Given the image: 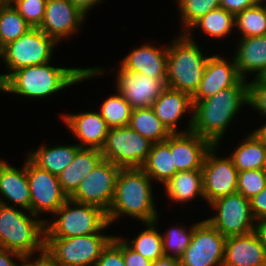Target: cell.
Wrapping results in <instances>:
<instances>
[{"label": "cell", "instance_id": "24", "mask_svg": "<svg viewBox=\"0 0 266 266\" xmlns=\"http://www.w3.org/2000/svg\"><path fill=\"white\" fill-rule=\"evenodd\" d=\"M234 61L239 75L244 80L247 73H255L257 78H266V35L239 39Z\"/></svg>", "mask_w": 266, "mask_h": 266}, {"label": "cell", "instance_id": "39", "mask_svg": "<svg viewBox=\"0 0 266 266\" xmlns=\"http://www.w3.org/2000/svg\"><path fill=\"white\" fill-rule=\"evenodd\" d=\"M48 0H12L11 4L32 28L42 24Z\"/></svg>", "mask_w": 266, "mask_h": 266}, {"label": "cell", "instance_id": "2", "mask_svg": "<svg viewBox=\"0 0 266 266\" xmlns=\"http://www.w3.org/2000/svg\"><path fill=\"white\" fill-rule=\"evenodd\" d=\"M50 63L13 71L0 86V90L18 96L45 98L104 72V67L61 68L53 67Z\"/></svg>", "mask_w": 266, "mask_h": 266}, {"label": "cell", "instance_id": "13", "mask_svg": "<svg viewBox=\"0 0 266 266\" xmlns=\"http://www.w3.org/2000/svg\"><path fill=\"white\" fill-rule=\"evenodd\" d=\"M121 168L102 160L69 197L79 203L92 204L108 211L115 193V183Z\"/></svg>", "mask_w": 266, "mask_h": 266}, {"label": "cell", "instance_id": "30", "mask_svg": "<svg viewBox=\"0 0 266 266\" xmlns=\"http://www.w3.org/2000/svg\"><path fill=\"white\" fill-rule=\"evenodd\" d=\"M129 126L153 143L164 142L172 134L151 107L134 109Z\"/></svg>", "mask_w": 266, "mask_h": 266}, {"label": "cell", "instance_id": "32", "mask_svg": "<svg viewBox=\"0 0 266 266\" xmlns=\"http://www.w3.org/2000/svg\"><path fill=\"white\" fill-rule=\"evenodd\" d=\"M32 27L18 13L14 6L0 3V45L8 43L24 35Z\"/></svg>", "mask_w": 266, "mask_h": 266}, {"label": "cell", "instance_id": "17", "mask_svg": "<svg viewBox=\"0 0 266 266\" xmlns=\"http://www.w3.org/2000/svg\"><path fill=\"white\" fill-rule=\"evenodd\" d=\"M239 75L234 58L232 62L218 55L209 56L201 82L192 95V100L207 99L228 87L237 86Z\"/></svg>", "mask_w": 266, "mask_h": 266}, {"label": "cell", "instance_id": "36", "mask_svg": "<svg viewBox=\"0 0 266 266\" xmlns=\"http://www.w3.org/2000/svg\"><path fill=\"white\" fill-rule=\"evenodd\" d=\"M194 226L195 223L190 226L191 228L188 231L186 227L183 228V225L181 227L177 225L166 231L165 234L161 233L163 254L165 257H175L179 259L183 255L186 248L191 243Z\"/></svg>", "mask_w": 266, "mask_h": 266}, {"label": "cell", "instance_id": "33", "mask_svg": "<svg viewBox=\"0 0 266 266\" xmlns=\"http://www.w3.org/2000/svg\"><path fill=\"white\" fill-rule=\"evenodd\" d=\"M147 229L130 241L124 239L127 245L135 252L141 254L150 261H155L164 257L162 246V235L157 230L155 222L145 223Z\"/></svg>", "mask_w": 266, "mask_h": 266}, {"label": "cell", "instance_id": "53", "mask_svg": "<svg viewBox=\"0 0 266 266\" xmlns=\"http://www.w3.org/2000/svg\"><path fill=\"white\" fill-rule=\"evenodd\" d=\"M16 266H27V263L22 259Z\"/></svg>", "mask_w": 266, "mask_h": 266}, {"label": "cell", "instance_id": "28", "mask_svg": "<svg viewBox=\"0 0 266 266\" xmlns=\"http://www.w3.org/2000/svg\"><path fill=\"white\" fill-rule=\"evenodd\" d=\"M141 169L163 185L178 172L171 154L170 136L164 142L153 143Z\"/></svg>", "mask_w": 266, "mask_h": 266}, {"label": "cell", "instance_id": "44", "mask_svg": "<svg viewBox=\"0 0 266 266\" xmlns=\"http://www.w3.org/2000/svg\"><path fill=\"white\" fill-rule=\"evenodd\" d=\"M251 212L254 219L266 218V187L250 199Z\"/></svg>", "mask_w": 266, "mask_h": 266}, {"label": "cell", "instance_id": "40", "mask_svg": "<svg viewBox=\"0 0 266 266\" xmlns=\"http://www.w3.org/2000/svg\"><path fill=\"white\" fill-rule=\"evenodd\" d=\"M95 266H125L122 253V239L113 235L112 240L102 250Z\"/></svg>", "mask_w": 266, "mask_h": 266}, {"label": "cell", "instance_id": "7", "mask_svg": "<svg viewBox=\"0 0 266 266\" xmlns=\"http://www.w3.org/2000/svg\"><path fill=\"white\" fill-rule=\"evenodd\" d=\"M99 233L71 238L45 237V248L60 266H95L113 236ZM101 233V234H100Z\"/></svg>", "mask_w": 266, "mask_h": 266}, {"label": "cell", "instance_id": "16", "mask_svg": "<svg viewBox=\"0 0 266 266\" xmlns=\"http://www.w3.org/2000/svg\"><path fill=\"white\" fill-rule=\"evenodd\" d=\"M85 18L69 0H48L39 29L58 43L73 35Z\"/></svg>", "mask_w": 266, "mask_h": 266}, {"label": "cell", "instance_id": "54", "mask_svg": "<svg viewBox=\"0 0 266 266\" xmlns=\"http://www.w3.org/2000/svg\"><path fill=\"white\" fill-rule=\"evenodd\" d=\"M12 0H0L1 4H10Z\"/></svg>", "mask_w": 266, "mask_h": 266}, {"label": "cell", "instance_id": "47", "mask_svg": "<svg viewBox=\"0 0 266 266\" xmlns=\"http://www.w3.org/2000/svg\"><path fill=\"white\" fill-rule=\"evenodd\" d=\"M78 10H80L85 16L92 10V7L97 5L103 0H69Z\"/></svg>", "mask_w": 266, "mask_h": 266}, {"label": "cell", "instance_id": "52", "mask_svg": "<svg viewBox=\"0 0 266 266\" xmlns=\"http://www.w3.org/2000/svg\"><path fill=\"white\" fill-rule=\"evenodd\" d=\"M258 3L261 5V7L263 8V10H264V12L266 14V0H259Z\"/></svg>", "mask_w": 266, "mask_h": 266}, {"label": "cell", "instance_id": "9", "mask_svg": "<svg viewBox=\"0 0 266 266\" xmlns=\"http://www.w3.org/2000/svg\"><path fill=\"white\" fill-rule=\"evenodd\" d=\"M56 44L53 38L39 28H31L8 43L4 46V62L9 70L5 80L13 71L50 62Z\"/></svg>", "mask_w": 266, "mask_h": 266}, {"label": "cell", "instance_id": "22", "mask_svg": "<svg viewBox=\"0 0 266 266\" xmlns=\"http://www.w3.org/2000/svg\"><path fill=\"white\" fill-rule=\"evenodd\" d=\"M0 203L6 204V199L12 202L10 206H21L30 211V190L26 172V160L23 167L15 168L4 160H0ZM3 198V199H2ZM4 198H6L4 200ZM15 204V205H14Z\"/></svg>", "mask_w": 266, "mask_h": 266}, {"label": "cell", "instance_id": "3", "mask_svg": "<svg viewBox=\"0 0 266 266\" xmlns=\"http://www.w3.org/2000/svg\"><path fill=\"white\" fill-rule=\"evenodd\" d=\"M151 180L141 168L119 170L113 201L106 212L110 224L122 215L141 220L142 223L155 222L157 224L158 210L154 204Z\"/></svg>", "mask_w": 266, "mask_h": 266}, {"label": "cell", "instance_id": "42", "mask_svg": "<svg viewBox=\"0 0 266 266\" xmlns=\"http://www.w3.org/2000/svg\"><path fill=\"white\" fill-rule=\"evenodd\" d=\"M122 253L125 266H151L152 261L131 249L123 239Z\"/></svg>", "mask_w": 266, "mask_h": 266}, {"label": "cell", "instance_id": "19", "mask_svg": "<svg viewBox=\"0 0 266 266\" xmlns=\"http://www.w3.org/2000/svg\"><path fill=\"white\" fill-rule=\"evenodd\" d=\"M213 144L193 132L170 135V149L177 171L202 169L204 158Z\"/></svg>", "mask_w": 266, "mask_h": 266}, {"label": "cell", "instance_id": "8", "mask_svg": "<svg viewBox=\"0 0 266 266\" xmlns=\"http://www.w3.org/2000/svg\"><path fill=\"white\" fill-rule=\"evenodd\" d=\"M153 142L144 138L130 126L109 128L104 147V160L120 168H141L147 159Z\"/></svg>", "mask_w": 266, "mask_h": 266}, {"label": "cell", "instance_id": "4", "mask_svg": "<svg viewBox=\"0 0 266 266\" xmlns=\"http://www.w3.org/2000/svg\"><path fill=\"white\" fill-rule=\"evenodd\" d=\"M172 42L168 45L166 87L192 96L202 80L209 57L203 55L191 33H182Z\"/></svg>", "mask_w": 266, "mask_h": 266}, {"label": "cell", "instance_id": "45", "mask_svg": "<svg viewBox=\"0 0 266 266\" xmlns=\"http://www.w3.org/2000/svg\"><path fill=\"white\" fill-rule=\"evenodd\" d=\"M31 257L32 255L23 257V260L27 263V266H60L46 248L40 251L39 257L35 260L30 261Z\"/></svg>", "mask_w": 266, "mask_h": 266}, {"label": "cell", "instance_id": "48", "mask_svg": "<svg viewBox=\"0 0 266 266\" xmlns=\"http://www.w3.org/2000/svg\"><path fill=\"white\" fill-rule=\"evenodd\" d=\"M254 232L257 234L260 242L266 249V218L256 221Z\"/></svg>", "mask_w": 266, "mask_h": 266}, {"label": "cell", "instance_id": "31", "mask_svg": "<svg viewBox=\"0 0 266 266\" xmlns=\"http://www.w3.org/2000/svg\"><path fill=\"white\" fill-rule=\"evenodd\" d=\"M235 16L225 9L218 7L206 13L203 17L197 20L191 28L185 33H192L193 28H202L201 31L205 32L211 38H225L229 35L233 28H235Z\"/></svg>", "mask_w": 266, "mask_h": 266}, {"label": "cell", "instance_id": "27", "mask_svg": "<svg viewBox=\"0 0 266 266\" xmlns=\"http://www.w3.org/2000/svg\"><path fill=\"white\" fill-rule=\"evenodd\" d=\"M81 147L75 145H42L40 148L28 153V158L38 167L59 176L67 166L73 162L76 152Z\"/></svg>", "mask_w": 266, "mask_h": 266}, {"label": "cell", "instance_id": "6", "mask_svg": "<svg viewBox=\"0 0 266 266\" xmlns=\"http://www.w3.org/2000/svg\"><path fill=\"white\" fill-rule=\"evenodd\" d=\"M53 222L46 219L45 237L71 238L99 233L109 222L107 213L92 204L68 198L53 214Z\"/></svg>", "mask_w": 266, "mask_h": 266}, {"label": "cell", "instance_id": "43", "mask_svg": "<svg viewBox=\"0 0 266 266\" xmlns=\"http://www.w3.org/2000/svg\"><path fill=\"white\" fill-rule=\"evenodd\" d=\"M259 0H220V7L234 16L258 4Z\"/></svg>", "mask_w": 266, "mask_h": 266}, {"label": "cell", "instance_id": "23", "mask_svg": "<svg viewBox=\"0 0 266 266\" xmlns=\"http://www.w3.org/2000/svg\"><path fill=\"white\" fill-rule=\"evenodd\" d=\"M156 116L172 133H187V131L178 132V120L183 118L185 113L193 111L192 96L189 93L174 90L166 87L161 95L152 103Z\"/></svg>", "mask_w": 266, "mask_h": 266}, {"label": "cell", "instance_id": "1", "mask_svg": "<svg viewBox=\"0 0 266 266\" xmlns=\"http://www.w3.org/2000/svg\"><path fill=\"white\" fill-rule=\"evenodd\" d=\"M249 83L242 80L237 86L228 87L203 100H192L193 113L188 122L187 132H193L209 140L213 145L220 144L226 128L241 110L248 105Z\"/></svg>", "mask_w": 266, "mask_h": 266}, {"label": "cell", "instance_id": "41", "mask_svg": "<svg viewBox=\"0 0 266 266\" xmlns=\"http://www.w3.org/2000/svg\"><path fill=\"white\" fill-rule=\"evenodd\" d=\"M248 105L266 118V78H253L249 83Z\"/></svg>", "mask_w": 266, "mask_h": 266}, {"label": "cell", "instance_id": "10", "mask_svg": "<svg viewBox=\"0 0 266 266\" xmlns=\"http://www.w3.org/2000/svg\"><path fill=\"white\" fill-rule=\"evenodd\" d=\"M216 215L207 219L223 236L246 235L254 231L255 222L250 200L236 192L209 204Z\"/></svg>", "mask_w": 266, "mask_h": 266}, {"label": "cell", "instance_id": "51", "mask_svg": "<svg viewBox=\"0 0 266 266\" xmlns=\"http://www.w3.org/2000/svg\"><path fill=\"white\" fill-rule=\"evenodd\" d=\"M0 58L4 60V47L0 45ZM5 82V74L0 75V86Z\"/></svg>", "mask_w": 266, "mask_h": 266}, {"label": "cell", "instance_id": "14", "mask_svg": "<svg viewBox=\"0 0 266 266\" xmlns=\"http://www.w3.org/2000/svg\"><path fill=\"white\" fill-rule=\"evenodd\" d=\"M217 147L219 145H213L207 152L202 167L204 199L208 204L237 192L239 171L229 156L216 155Z\"/></svg>", "mask_w": 266, "mask_h": 266}, {"label": "cell", "instance_id": "38", "mask_svg": "<svg viewBox=\"0 0 266 266\" xmlns=\"http://www.w3.org/2000/svg\"><path fill=\"white\" fill-rule=\"evenodd\" d=\"M266 187V169L239 171L237 192L250 200Z\"/></svg>", "mask_w": 266, "mask_h": 266}, {"label": "cell", "instance_id": "21", "mask_svg": "<svg viewBox=\"0 0 266 266\" xmlns=\"http://www.w3.org/2000/svg\"><path fill=\"white\" fill-rule=\"evenodd\" d=\"M168 45L163 49L145 44L135 47L120 65L136 74H146L155 79H166Z\"/></svg>", "mask_w": 266, "mask_h": 266}, {"label": "cell", "instance_id": "15", "mask_svg": "<svg viewBox=\"0 0 266 266\" xmlns=\"http://www.w3.org/2000/svg\"><path fill=\"white\" fill-rule=\"evenodd\" d=\"M116 90L134 109L150 108L166 88V79L136 74L121 65L117 68Z\"/></svg>", "mask_w": 266, "mask_h": 266}, {"label": "cell", "instance_id": "29", "mask_svg": "<svg viewBox=\"0 0 266 266\" xmlns=\"http://www.w3.org/2000/svg\"><path fill=\"white\" fill-rule=\"evenodd\" d=\"M229 157L238 171L266 169V144L253 131Z\"/></svg>", "mask_w": 266, "mask_h": 266}, {"label": "cell", "instance_id": "35", "mask_svg": "<svg viewBox=\"0 0 266 266\" xmlns=\"http://www.w3.org/2000/svg\"><path fill=\"white\" fill-rule=\"evenodd\" d=\"M234 24L242 38L266 35V14L259 3L235 15Z\"/></svg>", "mask_w": 266, "mask_h": 266}, {"label": "cell", "instance_id": "18", "mask_svg": "<svg viewBox=\"0 0 266 266\" xmlns=\"http://www.w3.org/2000/svg\"><path fill=\"white\" fill-rule=\"evenodd\" d=\"M72 132L73 136L80 142L81 148L104 147L109 127L98 111L81 112L75 114H63L60 116Z\"/></svg>", "mask_w": 266, "mask_h": 266}, {"label": "cell", "instance_id": "11", "mask_svg": "<svg viewBox=\"0 0 266 266\" xmlns=\"http://www.w3.org/2000/svg\"><path fill=\"white\" fill-rule=\"evenodd\" d=\"M226 237L207 219L198 221L190 245L179 258L181 266H223Z\"/></svg>", "mask_w": 266, "mask_h": 266}, {"label": "cell", "instance_id": "20", "mask_svg": "<svg viewBox=\"0 0 266 266\" xmlns=\"http://www.w3.org/2000/svg\"><path fill=\"white\" fill-rule=\"evenodd\" d=\"M266 262V249L253 231L226 237L223 266H260Z\"/></svg>", "mask_w": 266, "mask_h": 266}, {"label": "cell", "instance_id": "46", "mask_svg": "<svg viewBox=\"0 0 266 266\" xmlns=\"http://www.w3.org/2000/svg\"><path fill=\"white\" fill-rule=\"evenodd\" d=\"M13 257L16 258L15 260L18 259L17 262L13 260ZM22 259L19 253L0 247V266H16Z\"/></svg>", "mask_w": 266, "mask_h": 266}, {"label": "cell", "instance_id": "50", "mask_svg": "<svg viewBox=\"0 0 266 266\" xmlns=\"http://www.w3.org/2000/svg\"><path fill=\"white\" fill-rule=\"evenodd\" d=\"M254 132L266 144V122L262 127H259V129H256Z\"/></svg>", "mask_w": 266, "mask_h": 266}, {"label": "cell", "instance_id": "26", "mask_svg": "<svg viewBox=\"0 0 266 266\" xmlns=\"http://www.w3.org/2000/svg\"><path fill=\"white\" fill-rule=\"evenodd\" d=\"M164 187L167 196L175 203H187L197 196L204 199L202 169L178 171Z\"/></svg>", "mask_w": 266, "mask_h": 266}, {"label": "cell", "instance_id": "37", "mask_svg": "<svg viewBox=\"0 0 266 266\" xmlns=\"http://www.w3.org/2000/svg\"><path fill=\"white\" fill-rule=\"evenodd\" d=\"M183 24V32H187L191 26L206 13L220 7V0H176ZM186 29V30H185Z\"/></svg>", "mask_w": 266, "mask_h": 266}, {"label": "cell", "instance_id": "49", "mask_svg": "<svg viewBox=\"0 0 266 266\" xmlns=\"http://www.w3.org/2000/svg\"><path fill=\"white\" fill-rule=\"evenodd\" d=\"M151 266H181L180 260L175 257H162L152 261Z\"/></svg>", "mask_w": 266, "mask_h": 266}, {"label": "cell", "instance_id": "12", "mask_svg": "<svg viewBox=\"0 0 266 266\" xmlns=\"http://www.w3.org/2000/svg\"><path fill=\"white\" fill-rule=\"evenodd\" d=\"M26 172L31 196L30 212L37 217L45 212L54 214L68 199L58 177L36 166L28 157Z\"/></svg>", "mask_w": 266, "mask_h": 266}, {"label": "cell", "instance_id": "34", "mask_svg": "<svg viewBox=\"0 0 266 266\" xmlns=\"http://www.w3.org/2000/svg\"><path fill=\"white\" fill-rule=\"evenodd\" d=\"M101 104L100 115L109 128L129 126L133 108L118 92Z\"/></svg>", "mask_w": 266, "mask_h": 266}, {"label": "cell", "instance_id": "25", "mask_svg": "<svg viewBox=\"0 0 266 266\" xmlns=\"http://www.w3.org/2000/svg\"><path fill=\"white\" fill-rule=\"evenodd\" d=\"M103 159L101 150L96 148H80L76 152L73 162L58 176L61 189L68 198Z\"/></svg>", "mask_w": 266, "mask_h": 266}, {"label": "cell", "instance_id": "5", "mask_svg": "<svg viewBox=\"0 0 266 266\" xmlns=\"http://www.w3.org/2000/svg\"><path fill=\"white\" fill-rule=\"evenodd\" d=\"M28 214L10 204L0 203V247L17 252L22 257L45 248L46 220H37L30 211Z\"/></svg>", "mask_w": 266, "mask_h": 266}]
</instances>
